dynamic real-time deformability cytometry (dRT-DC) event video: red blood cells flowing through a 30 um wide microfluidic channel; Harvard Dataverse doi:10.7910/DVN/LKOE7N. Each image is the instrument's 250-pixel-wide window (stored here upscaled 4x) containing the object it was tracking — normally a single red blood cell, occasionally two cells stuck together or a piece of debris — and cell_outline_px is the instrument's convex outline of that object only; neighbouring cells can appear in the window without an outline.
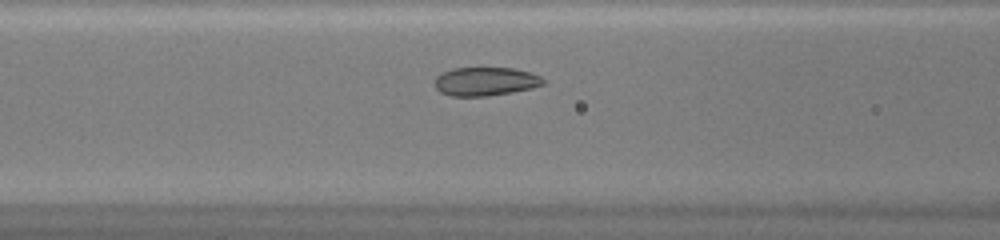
{"species": "common noctule bat (a hibernating species)", "species_latin": "Nyctalus noctula", "temperature_condition": "warm", "stored_images_in_passage": 38, "camera_frame_rate_fps": 3000, "um_per_image_px": 0.085, "animal": {"sex": "female", "body_mass_g": 20.0, "forearm_length_mm": 54.0}, "frame": {"image": 1, "passage_image": 10, "time_ms": 3.0, "image_size_px": [1000, 240], "cell_outline_px": [[544, 84], [532, 88], [512, 92], [488, 96], [452, 96], [440, 92], [436, 88], [436, 76], [440, 72], [452, 68], [512, 68], [528, 72], [540, 76], [544, 80]], "centroid_in_image_um": [41.24, 6.92], "position_along_channel_um": 125.4, "area_um2": 18.03}}
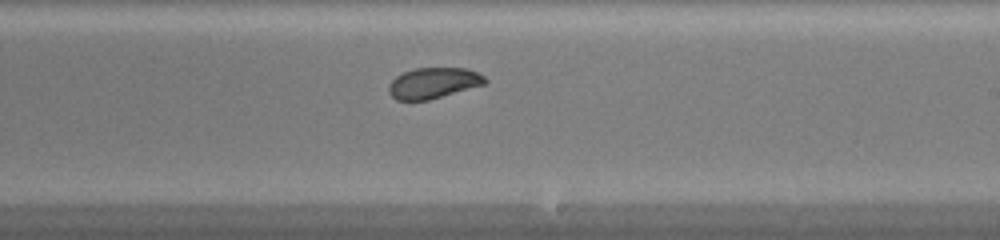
{"frame": {"image": 2, "passage_image": 19, "time_ms": 6.0, "image_size_px": [1000, 240], "cell_outline_px": [[488, 80], [484, 84], [428, 100], [396, 100], [388, 92], [388, 84], [396, 76], [404, 72], [416, 68], [464, 68], [476, 72], [484, 76]], "centroid_in_image_um": [36.8, 7.05], "position_along_channel_um": 252.2, "area_um2": 17.11}}
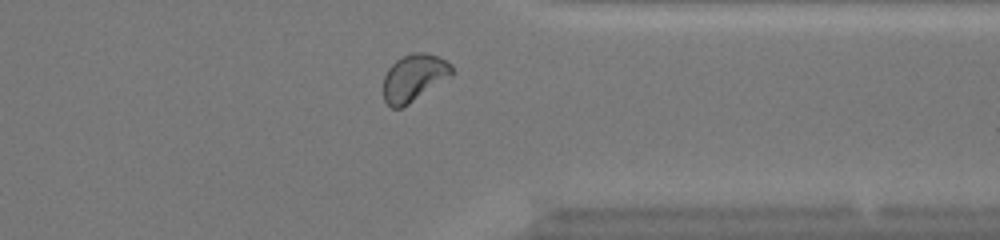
{"frame": {"image": 3, "passage_image": 28, "time_ms": 9.0, "image_size_px": [1000, 240], "cell_outline_px": [[456, 72], [452, 76], [408, 104], [400, 108], [392, 108], [384, 100], [384, 76], [388, 68], [396, 60], [412, 52], [428, 52], [452, 64]], "centroid_in_image_um": [35.22, 6.59], "position_along_channel_um": 376.2, "area_um2": 18.84}, "authors_computed_cell_mechanics": {"area_um2": 18.3804, "velocity_mm_per_s": 4.2359, "shape_relaxation_time_tau1_ms": 4.8288, "shape_relaxation_time_tau2_ms": 0.638, "deformation_change_tau1": 0.1115, "deformation_change_tau2": 0.0379}}